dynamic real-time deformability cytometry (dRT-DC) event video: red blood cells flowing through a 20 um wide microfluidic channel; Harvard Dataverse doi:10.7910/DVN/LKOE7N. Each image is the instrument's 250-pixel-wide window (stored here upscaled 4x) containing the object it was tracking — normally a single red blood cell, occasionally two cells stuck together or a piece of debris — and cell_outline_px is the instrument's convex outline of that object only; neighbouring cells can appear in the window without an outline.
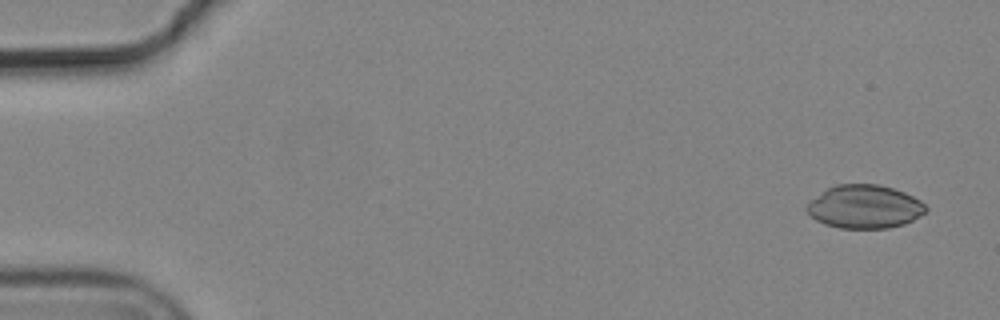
{"species": "common noctule bat (a hibernating species)", "species_latin": "Nyctalus noctula", "temperature_condition": "cold", "stored_images_in_passage": 4, "camera_frame_rate_fps": 3000, "um_per_image_px": 0.085, "animal": {"sex": "male", "body_mass_g": 19.2, "forearm_length_mm": 51.8}, "frame": {"image": 1, "passage_image": 1, "time_ms": 0.0, "image_size_px": [1000, 320], "cell_outline_px": [[928, 208], [920, 216], [904, 224], [888, 228], [840, 228], [824, 224], [816, 220], [804, 208], [812, 200], [828, 188], [836, 184], [876, 184], [892, 188], [904, 192], [920, 200]], "centroid_in_image_um": [73.5, 17.57], "position_along_channel_um": 11.5, "area_um2": 29.82}}